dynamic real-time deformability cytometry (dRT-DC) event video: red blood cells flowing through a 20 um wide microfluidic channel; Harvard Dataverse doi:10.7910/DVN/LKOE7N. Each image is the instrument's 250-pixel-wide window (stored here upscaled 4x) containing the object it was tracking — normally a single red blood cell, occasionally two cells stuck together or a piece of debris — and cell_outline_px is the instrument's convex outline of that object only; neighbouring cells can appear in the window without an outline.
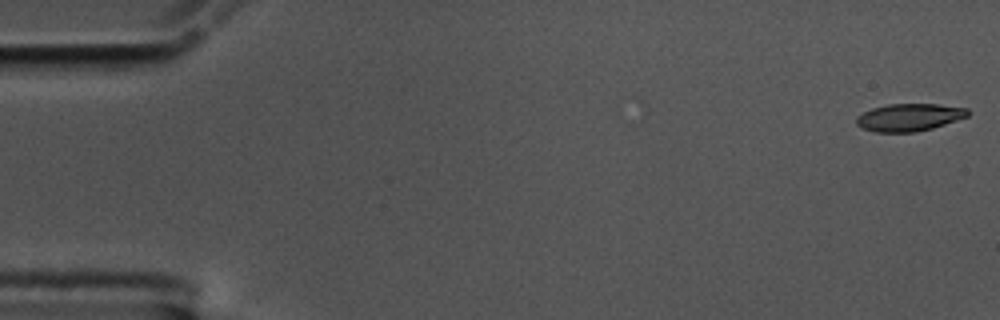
{"species": "common noctule bat (a hibernating species)", "species_latin": "Nyctalus noctula", "temperature_condition": "cold", "stored_images_in_passage": 10, "camera_frame_rate_fps": 3000, "um_per_image_px": 0.085, "animal": {"sex": "male", "body_mass_g": 17.5, "forearm_length_mm": 52.3}, "frame": {"image": 1, "passage_image": 1, "time_ms": 0.0, "image_size_px": [1000, 320], "cell_outline_px": [[968, 116], [932, 128], [916, 132], [876, 132], [864, 128], [856, 124], [856, 116], [872, 108], [888, 104], [936, 104], [968, 108]], "centroid_in_image_um": [77.26, 9.97], "position_along_channel_um": 7.7, "area_um2": 17.69}}